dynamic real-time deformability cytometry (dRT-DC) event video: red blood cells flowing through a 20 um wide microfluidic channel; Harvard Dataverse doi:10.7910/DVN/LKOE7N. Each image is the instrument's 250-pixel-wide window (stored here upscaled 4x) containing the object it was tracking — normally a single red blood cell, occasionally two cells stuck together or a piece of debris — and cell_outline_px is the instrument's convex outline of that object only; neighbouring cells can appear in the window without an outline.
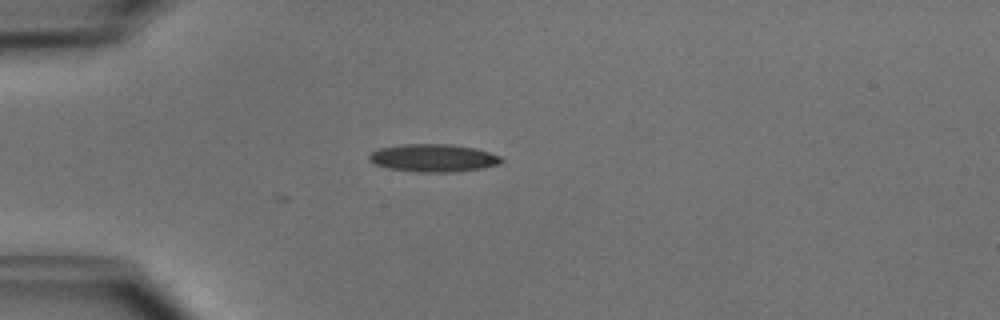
{"species": "common noctule bat (a hibernating species)", "species_latin": "Nyctalus noctula", "temperature_condition": "cold", "stored_images_in_passage": 4, "camera_frame_rate_fps": 3000, "um_per_image_px": 0.085, "animal": {"sex": "male", "body_mass_g": 15.6}, "frame": {"image": 1, "passage_image": 1, "time_ms": 0.0, "image_size_px": [1000, 320], "cell_outline_px": [[504, 160], [500, 164], [480, 168], [456, 172], [412, 172], [384, 168], [372, 164], [368, 160], [368, 156], [372, 152], [380, 148], [404, 144], [452, 144], [476, 148], [500, 156]], "centroid_in_image_um": [36.79, 13.44], "position_along_channel_um": 48.2, "area_um2": 21.68}}